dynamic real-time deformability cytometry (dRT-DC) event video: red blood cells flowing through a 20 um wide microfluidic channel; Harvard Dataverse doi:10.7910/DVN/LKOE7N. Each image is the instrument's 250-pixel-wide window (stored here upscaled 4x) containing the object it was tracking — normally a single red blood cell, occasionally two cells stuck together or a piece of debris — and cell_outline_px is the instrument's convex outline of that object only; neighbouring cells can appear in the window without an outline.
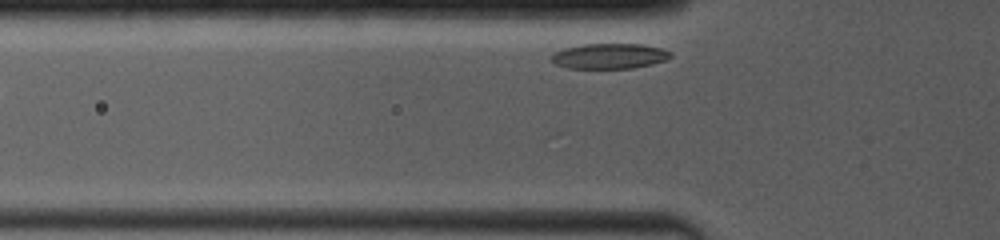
{"species": "common noctule bat (a hibernating species)", "species_latin": "Nyctalus noctula", "temperature_condition": "room temperature", "stored_images_in_passage": 13, "camera_frame_rate_fps": 4000, "um_per_image_px": 0.085, "animal": {"sex": "female", "body_mass_g": 19.0, "forearm_length_mm": 53.3}, "frame": {"image": 1, "passage_image": 2, "time_ms": 0.25, "image_size_px": [1000, 240], "cell_outline_px": [[672, 56], [668, 60], [652, 64], [632, 68], [568, 68], [556, 64], [552, 60], [552, 56], [556, 52], [564, 48], [580, 44], [644, 44], [660, 48], [672, 52]], "centroid_in_image_um": [51.85, 4.76], "position_along_channel_um": 73.9, "area_um2": 17.57}}
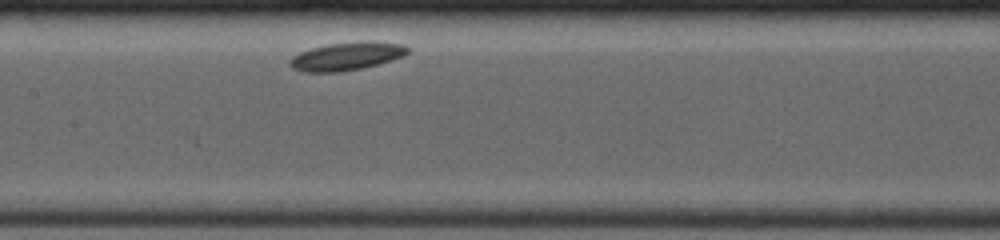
{"frame": {"image": 2, "passage_image": 8, "time_ms": 3.25, "image_size_px": [1000, 240], "cell_outline_px": [[408, 52], [404, 56], [376, 64], [360, 68], [340, 72], [304, 72], [292, 68], [288, 64], [288, 60], [292, 56], [300, 52], [312, 48], [328, 44], [372, 40], [404, 44], [408, 48]], "centroid_in_image_um": [29.44, 4.77], "position_along_channel_um": 178.0, "area_um2": 19.31}}
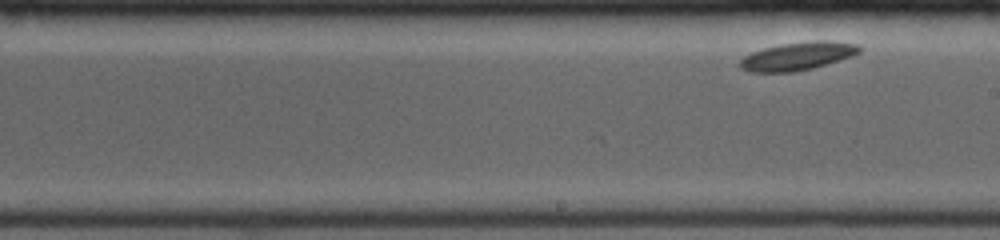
{"frame": {"image": 3, "passage_image": 13, "time_ms": 4.5, "image_size_px": [1000, 240], "cell_outline_px": [[860, 52], [852, 56], [812, 68], [792, 72], [748, 72], [740, 68], [740, 60], [744, 56], [752, 52], [764, 48], [780, 44], [816, 40], [820, 40], [856, 44], [860, 48]], "centroid_in_image_um": [67.75, 4.78], "position_along_channel_um": 221.3, "area_um2": 19.31}}